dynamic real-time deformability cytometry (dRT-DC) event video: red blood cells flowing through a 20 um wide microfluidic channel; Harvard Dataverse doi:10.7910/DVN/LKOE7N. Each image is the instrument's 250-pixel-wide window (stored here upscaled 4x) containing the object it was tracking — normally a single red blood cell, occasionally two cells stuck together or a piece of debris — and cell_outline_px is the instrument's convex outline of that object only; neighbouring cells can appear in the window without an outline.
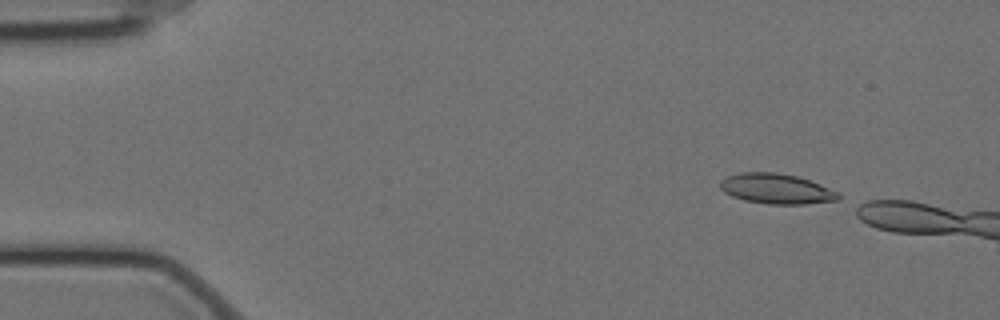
{"species": "Egyptian fruit bat (a non-hibernating species)", "species_latin": "Rousettus aegyptiacus", "temperature_condition": "cold", "stored_images_in_passage": 6, "camera_frame_rate_fps": 3000, "um_per_image_px": 0.085, "animal": {"sex": "female"}, "frame": {"image": 1, "passage_image": 1, "time_ms": 0.0, "image_size_px": [1000, 320], "cell_outline_px": [[840, 200], [804, 204], [768, 204], [744, 200], [732, 196], [724, 192], [720, 188], [720, 180], [728, 176], [740, 172], [776, 172], [796, 176], [820, 184], [840, 192]], "centroid_in_image_um": [66.0, 16.05], "position_along_channel_um": 19.0, "area_um2": 20.87}}